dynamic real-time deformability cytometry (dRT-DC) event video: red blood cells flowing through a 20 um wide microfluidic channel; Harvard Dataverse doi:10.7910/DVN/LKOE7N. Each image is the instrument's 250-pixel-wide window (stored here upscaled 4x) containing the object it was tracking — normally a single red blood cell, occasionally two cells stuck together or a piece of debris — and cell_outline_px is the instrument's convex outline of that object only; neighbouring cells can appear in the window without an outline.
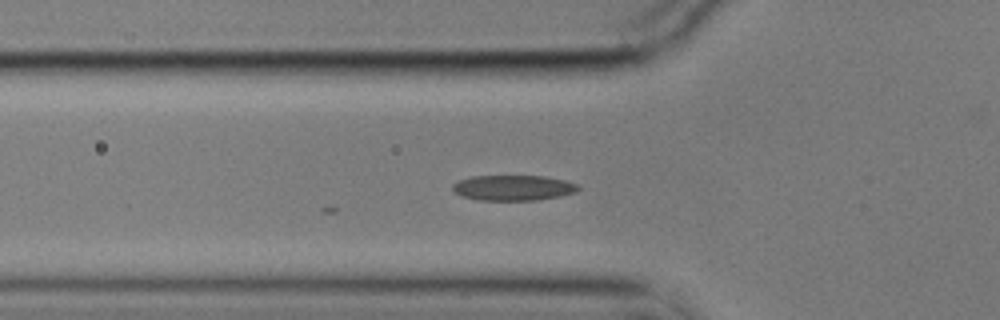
{"species": "common noctule bat (a hibernating species)", "species_latin": "Nyctalus noctula", "temperature_condition": "cold", "stored_images_in_passage": 36, "camera_frame_rate_fps": 3000, "um_per_image_px": 0.085, "animal": {"sex": "male", "body_mass_g": 17.9}, "frame": {"image": 1, "passage_image": 2, "time_ms": 0.333, "image_size_px": [1000, 320], "cell_outline_px": [[580, 188], [576, 192], [560, 196], [536, 200], [480, 200], [464, 196], [452, 192], [452, 184], [456, 180], [472, 176], [544, 176], [564, 180], [576, 184]], "centroid_in_image_um": [43.58, 15.96], "position_along_channel_um": 82.2, "area_um2": 18.61}}
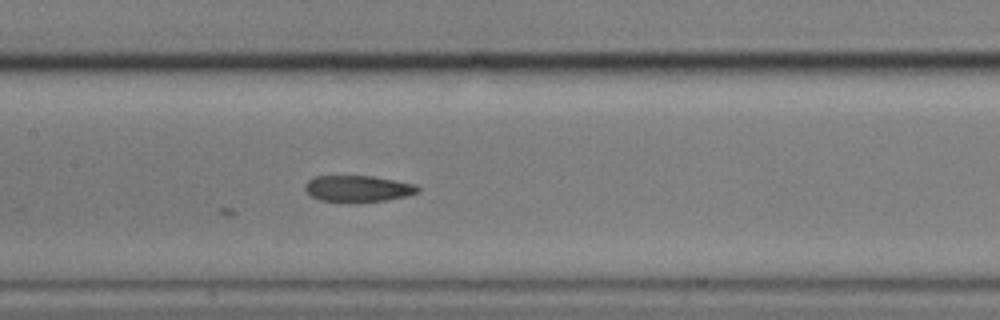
{"frame": {"image": 2, "passage_image": 10, "time_ms": 3.0, "image_size_px": [1000, 320], "cell_outline_px": [[420, 192], [408, 196], [388, 200], [344, 204], [320, 200], [312, 196], [304, 188], [304, 184], [308, 180], [316, 176], [372, 176], [416, 184], [420, 188]], "centroid_in_image_um": [30.44, 16.06], "position_along_channel_um": 177.0, "area_um2": 17.86}}
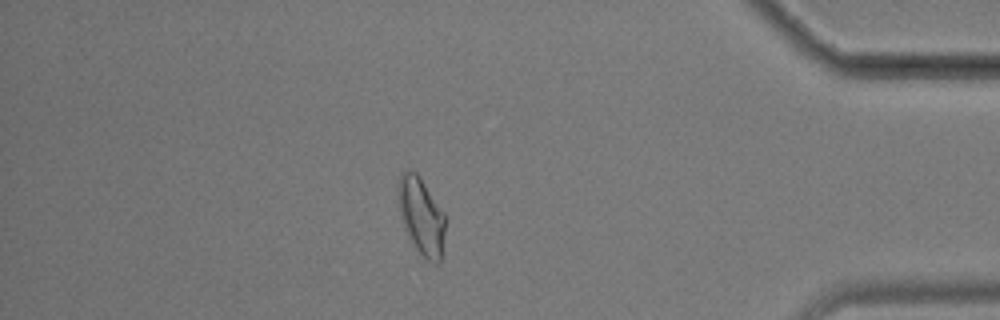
{"frame": {"image": 3, "passage_image": 32, "time_ms": 10.333, "image_size_px": [1000, 320], "cell_outline_px": [[444, 232], [440, 260], [436, 264], [428, 260], [416, 248], [408, 236], [404, 228], [400, 216], [396, 188], [396, 184], [400, 172], [416, 172], [420, 176], [444, 212]], "centroid_in_image_um": [35.77, 18.31], "position_along_channel_um": 399.4, "area_um2": 21.1}}